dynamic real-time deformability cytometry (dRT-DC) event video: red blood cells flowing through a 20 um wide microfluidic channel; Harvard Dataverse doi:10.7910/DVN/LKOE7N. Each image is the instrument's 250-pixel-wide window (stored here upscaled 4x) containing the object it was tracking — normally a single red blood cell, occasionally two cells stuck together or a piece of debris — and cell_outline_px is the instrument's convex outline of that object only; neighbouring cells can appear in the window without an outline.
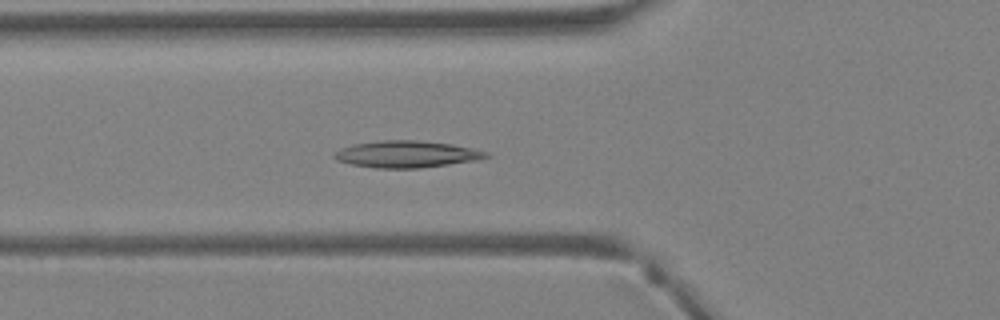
{"species": "Egyptian fruit bat (a non-hibernating species)", "species_latin": "Rousettus aegyptiacus", "temperature_condition": "warm", "stored_images_in_passage": 36, "camera_frame_rate_fps": 3000, "um_per_image_px": 0.085, "animal": {"sex": "female"}, "frame": {"image": 1, "passage_image": 10, "time_ms": 3.0, "image_size_px": [1000, 320], "cell_outline_px": [[492, 156], [480, 160], [420, 168], [376, 168], [352, 164], [336, 160], [332, 156], [340, 148], [352, 144], [380, 140], [416, 140], [452, 144], [472, 148], [488, 152]], "centroid_in_image_um": [34.59, 13.1], "position_along_channel_um": 91.2, "area_um2": 23.87}}
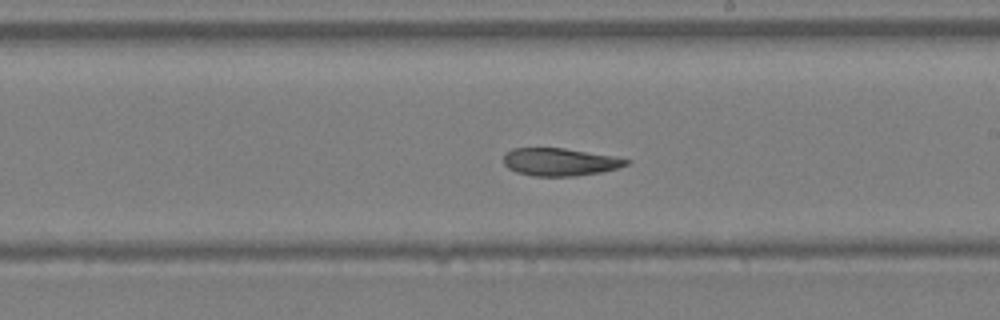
{"frame": {"image": 2, "passage_image": 19, "time_ms": 6.0, "image_size_px": [1000, 320], "cell_outline_px": [[632, 160], [628, 164], [616, 168], [600, 172], [572, 176], [532, 176], [516, 172], [508, 168], [504, 164], [504, 152], [512, 148], [564, 148], [612, 156]], "centroid_in_image_um": [47.54, 13.76], "position_along_channel_um": 241.5, "area_um2": 19.71}}
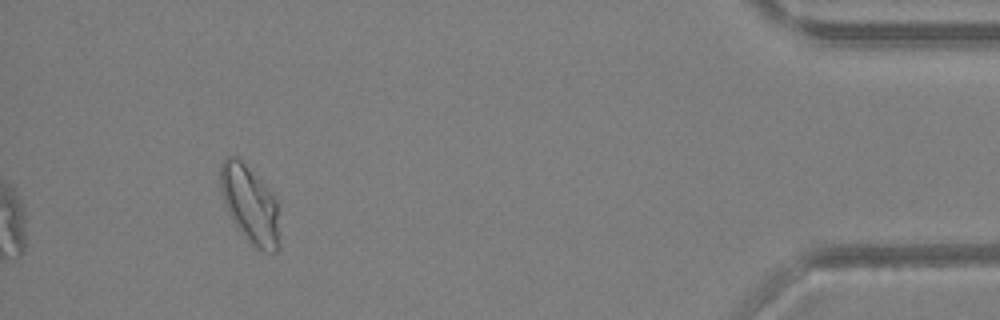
{"frame": {"image": 3, "passage_image": 33, "time_ms": 10.667, "image_size_px": [1000, 320], "cell_outline_px": [[280, 248], [276, 252], [272, 252], [252, 248], [236, 228], [224, 204], [220, 192], [220, 164], [228, 156], [236, 156], [264, 184], [276, 200], [280, 240]], "centroid_in_image_um": [21.23, 17.45], "position_along_channel_um": 414.0, "area_um2": 26.93}}